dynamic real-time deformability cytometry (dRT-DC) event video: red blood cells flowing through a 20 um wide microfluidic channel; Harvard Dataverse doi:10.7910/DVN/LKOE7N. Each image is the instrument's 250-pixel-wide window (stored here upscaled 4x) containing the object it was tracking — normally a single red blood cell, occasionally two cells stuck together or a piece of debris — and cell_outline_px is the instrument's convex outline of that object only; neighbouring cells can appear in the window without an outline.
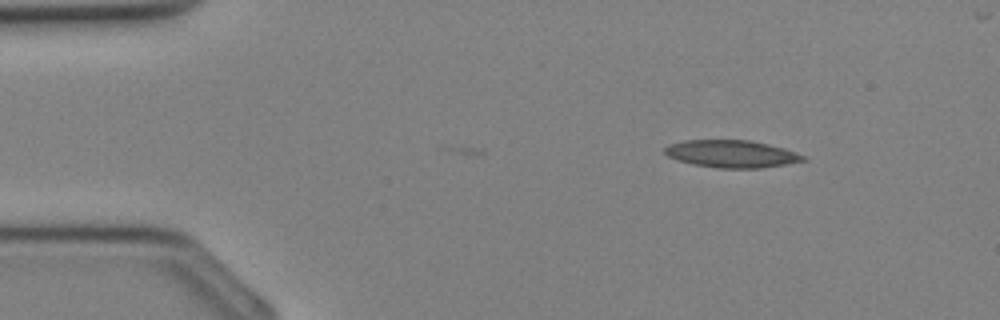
{"species": "Egyptian fruit bat (a non-hibernating species)", "species_latin": "Rousettus aegyptiacus", "temperature_condition": "cold", "stored_images_in_passage": 3, "camera_frame_rate_fps": 3000, "um_per_image_px": 0.085, "animal": {"sex": "female"}, "frame": {"image": 1, "passage_image": 1, "time_ms": 0.0, "image_size_px": [1000, 320], "cell_outline_px": [[808, 160], [760, 168], [720, 168], [692, 164], [668, 156], [664, 152], [664, 148], [668, 144], [684, 140], [748, 140], [768, 144], [784, 148], [804, 156]], "centroid_in_image_um": [62.16, 13.07], "position_along_channel_um": 22.8, "area_um2": 21.91}}